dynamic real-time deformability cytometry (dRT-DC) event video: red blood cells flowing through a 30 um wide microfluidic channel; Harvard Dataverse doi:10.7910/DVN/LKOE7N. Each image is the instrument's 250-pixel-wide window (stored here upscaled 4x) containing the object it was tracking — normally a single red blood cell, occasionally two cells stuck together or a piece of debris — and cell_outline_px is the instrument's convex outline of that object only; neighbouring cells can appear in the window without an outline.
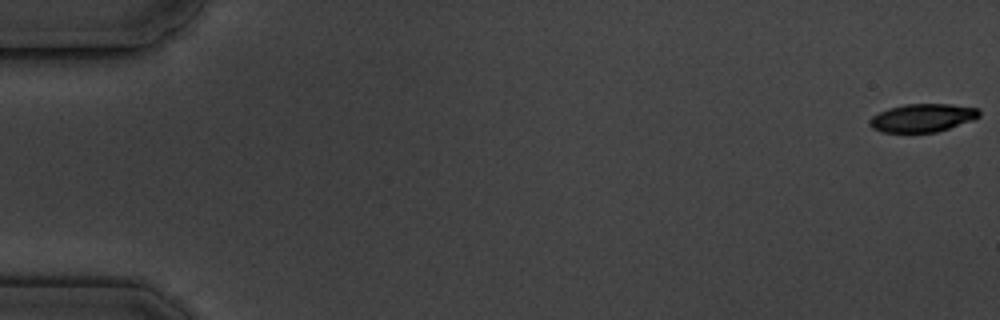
{"species": "common noctule bat (a hibernating species)", "species_latin": "Nyctalus noctula", "temperature_condition": "cold", "stored_images_in_passage": 6, "camera_frame_rate_fps": 3000, "um_per_image_px": 0.085, "animal": {"sex": "male", "body_mass_g": 19.5, "forearm_length_mm": 54.6}, "frame": {"image": 1, "passage_image": 1, "time_ms": 0.0, "image_size_px": [1000, 320], "cell_outline_px": [[980, 116], [972, 120], [936, 132], [880, 132], [872, 128], [868, 124], [868, 120], [872, 116], [888, 108], [904, 104], [952, 104], [980, 108]], "centroid_in_image_um": [78.39, 10.01], "position_along_channel_um": 6.6, "area_um2": 18.03}}
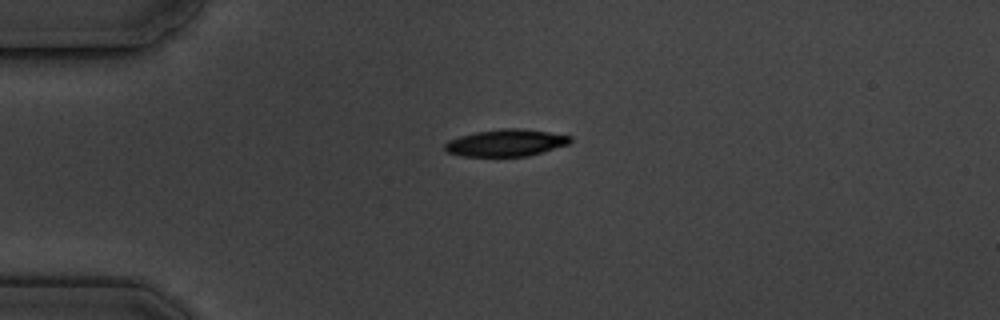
{"frame": {"image": 2, "passage_image": 5, "time_ms": 4.667, "image_size_px": [1000, 320], "cell_outline_px": [[572, 140], [568, 144], [528, 156], [460, 156], [448, 152], [444, 148], [444, 144], [448, 140], [460, 136], [476, 132], [504, 128], [520, 128], [548, 132], [572, 136]], "centroid_in_image_um": [42.99, 12.14], "position_along_channel_um": 42.0, "area_um2": 19.59}}